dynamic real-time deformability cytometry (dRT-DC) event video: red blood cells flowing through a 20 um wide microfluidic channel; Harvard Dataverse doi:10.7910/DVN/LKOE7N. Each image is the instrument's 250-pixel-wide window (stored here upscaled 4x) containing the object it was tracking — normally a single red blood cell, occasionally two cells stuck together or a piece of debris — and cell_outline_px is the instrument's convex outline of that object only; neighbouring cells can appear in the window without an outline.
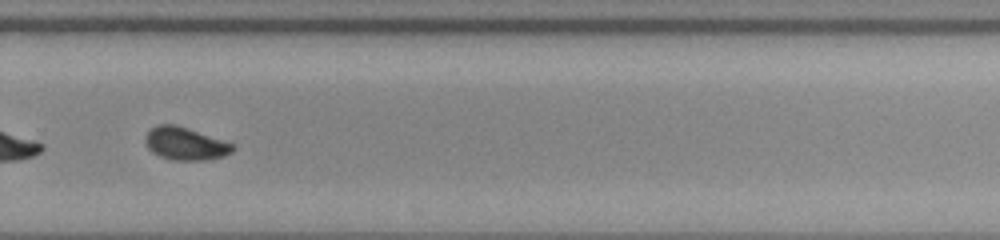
{"species": "common noctule bat (a hibernating species)", "species_latin": "Nyctalus noctula", "temperature_condition": "room temperature", "stored_images_in_passage": 54, "segment_of_instrument_passage": [2, 2], "camera_frame_rate_fps": 3000, "um_per_image_px": 0.085, "animal": {"sex": "male", "body_mass_g": 20.0, "forearm_length_mm": 53.3}, "frame": {"image": 1, "passage_image": 38, "time_ms": 12.333, "image_size_px": [1000, 240], "cell_outline_px": [[236, 148], [232, 152], [224, 156], [204, 160], [172, 160], [160, 156], [152, 152], [144, 144], [144, 136], [156, 124], [176, 124], [188, 128], [232, 144]], "centroid_in_image_um": [15.7, 12.21], "position_along_channel_um": 314.1, "area_um2": 16.65}}
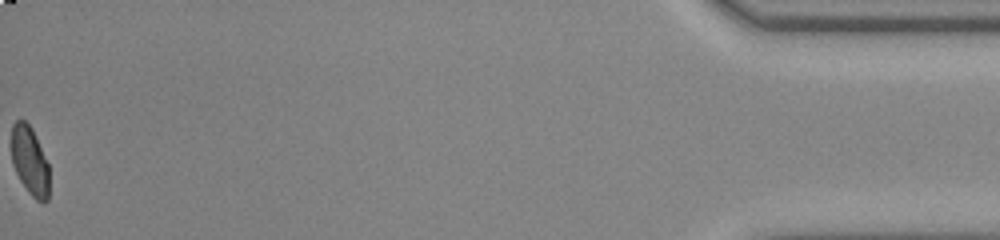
{"frame": {"image": 2, "passage_image": 54, "time_ms": 17.667, "image_size_px": [1000, 240], "cell_outline_px": [[48, 200], [44, 204], [36, 200], [28, 192], [20, 180], [12, 164], [12, 124], [16, 120], [24, 120], [32, 128], [48, 164]], "centroid_in_image_um": [2.53, 13.69], "position_along_channel_um": 432.7, "area_um2": 15.03}}